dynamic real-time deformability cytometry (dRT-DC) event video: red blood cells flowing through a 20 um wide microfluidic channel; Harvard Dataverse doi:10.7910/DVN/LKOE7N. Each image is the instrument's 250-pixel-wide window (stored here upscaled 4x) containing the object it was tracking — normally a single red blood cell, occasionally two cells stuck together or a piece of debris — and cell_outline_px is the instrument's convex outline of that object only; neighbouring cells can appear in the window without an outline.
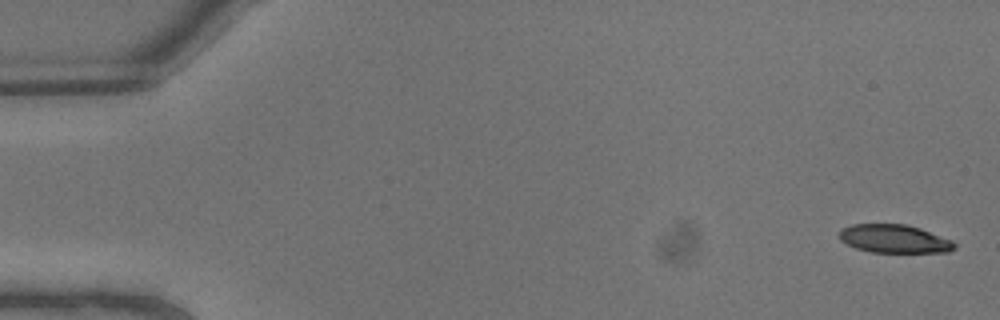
{"species": "common noctule bat (a hibernating species)", "species_latin": "Nyctalus noctula", "temperature_condition": "warm", "stored_images_in_passage": 8, "camera_frame_rate_fps": 3000, "um_per_image_px": 0.085, "animal": {"sex": "male", "body_mass_g": 13.3}, "frame": {"image": 1, "passage_image": 1, "time_ms": 0.0, "image_size_px": [1000, 320], "cell_outline_px": [[956, 248], [948, 252], [872, 252], [856, 248], [840, 240], [840, 228], [852, 224], [908, 224], [920, 228], [952, 240], [956, 244]], "centroid_in_image_um": [76.02, 20.29], "position_along_channel_um": 9.0, "area_um2": 19.02}}
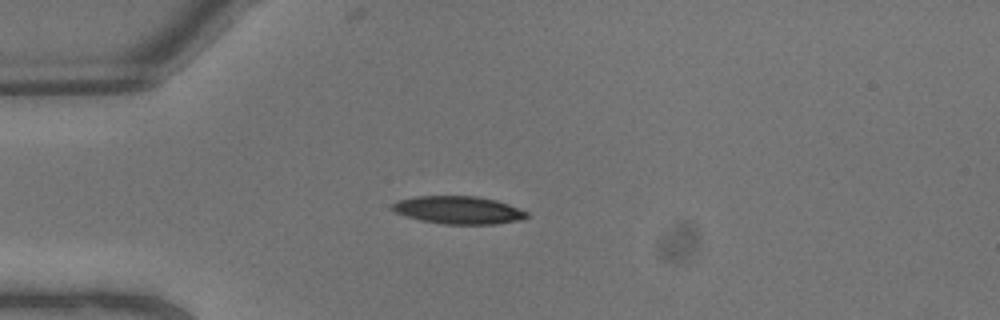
{"frame": {"image": 2, "passage_image": 6, "time_ms": 1.667, "image_size_px": [1000, 320], "cell_outline_px": [[528, 216], [524, 220], [496, 224], [444, 224], [420, 220], [396, 212], [392, 208], [392, 204], [396, 200], [416, 196], [476, 196], [496, 200], [508, 204], [528, 212]], "centroid_in_image_um": [39.0, 17.85], "position_along_channel_um": 46.0, "area_um2": 21.79}}
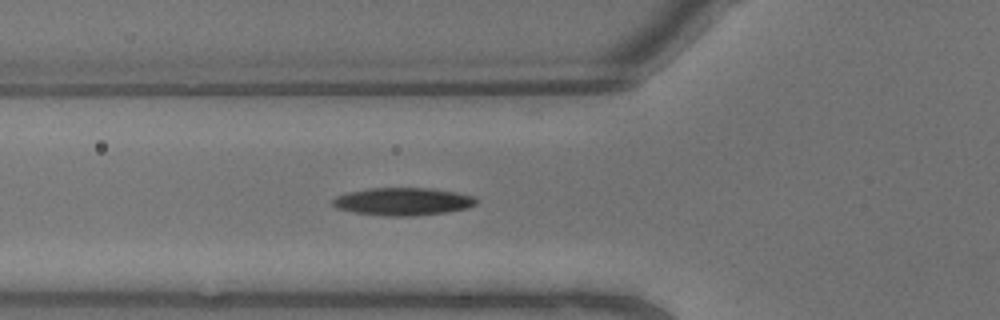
{"frame": {"image": 3, "passage_image": 8, "time_ms": 2.333, "image_size_px": [1000, 320], "cell_outline_px": [[476, 204], [468, 208], [448, 212], [416, 216], [392, 216], [352, 212], [336, 208], [332, 204], [332, 200], [336, 196], [348, 192], [368, 188], [432, 188], [456, 192], [476, 196]], "centroid_in_image_um": [34.26, 17.13], "position_along_channel_um": 91.5, "area_um2": 23.35}}